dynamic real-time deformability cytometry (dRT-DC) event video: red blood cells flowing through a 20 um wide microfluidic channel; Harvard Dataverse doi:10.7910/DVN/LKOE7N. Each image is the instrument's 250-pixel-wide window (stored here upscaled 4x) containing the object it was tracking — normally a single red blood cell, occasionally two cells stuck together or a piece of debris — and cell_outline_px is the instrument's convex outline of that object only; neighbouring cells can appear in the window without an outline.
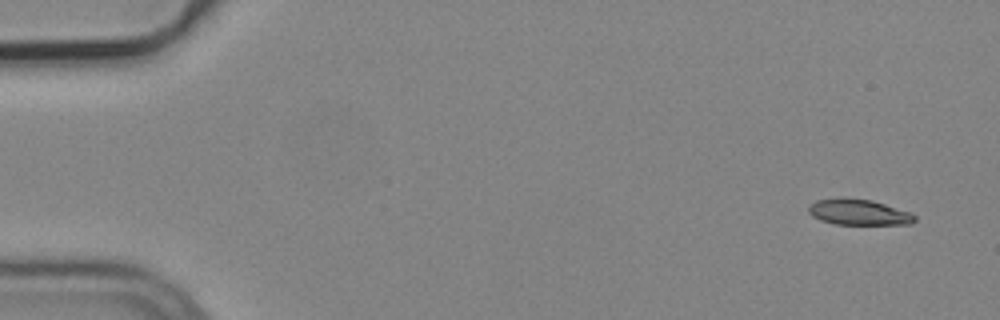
{"species": "common noctule bat (a hibernating species)", "species_latin": "Nyctalus noctula", "temperature_condition": "cold", "stored_images_in_passage": 4, "camera_frame_rate_fps": 3000, "um_per_image_px": 0.085, "animal": {"sex": "male", "body_mass_g": 19.2, "forearm_length_mm": 51.8}, "frame": {"image": 1, "passage_image": 1, "time_ms": 0.0, "image_size_px": [1000, 320], "cell_outline_px": [[916, 220], [912, 224], [836, 224], [820, 220], [812, 216], [808, 212], [808, 204], [816, 200], [872, 200], [912, 212], [916, 216]], "centroid_in_image_um": [73.04, 18.07], "position_along_channel_um": 12.0, "area_um2": 15.55}}
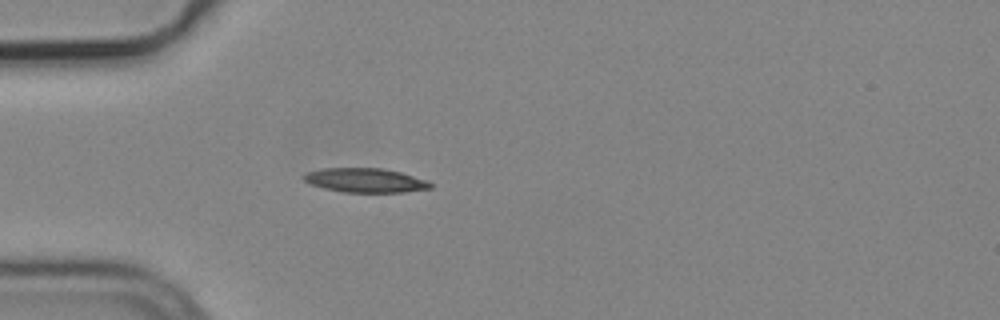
{"frame": {"image": 2, "passage_image": 4, "time_ms": 1.0, "image_size_px": [1000, 320], "cell_outline_px": [[432, 188], [404, 192], [344, 192], [324, 188], [312, 184], [304, 180], [304, 172], [320, 168], [380, 168], [400, 172], [428, 180], [432, 184]], "centroid_in_image_um": [31.06, 15.32], "position_along_channel_um": 53.9, "area_um2": 17.86}}